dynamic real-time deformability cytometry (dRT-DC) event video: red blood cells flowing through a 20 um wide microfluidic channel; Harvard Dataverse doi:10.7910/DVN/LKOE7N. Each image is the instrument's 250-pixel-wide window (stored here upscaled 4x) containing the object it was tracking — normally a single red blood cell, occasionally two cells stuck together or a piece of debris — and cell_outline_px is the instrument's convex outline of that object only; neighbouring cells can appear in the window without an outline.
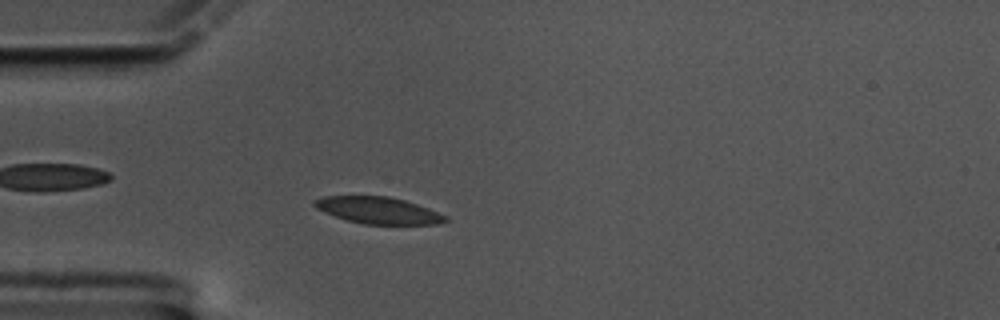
{"species": "common noctule bat (a hibernating species)", "species_latin": "Nyctalus noctula", "temperature_condition": "cold", "stored_images_in_passage": 56, "camera_frame_rate_fps": 3000, "um_per_image_px": 0.085, "animal": {"sex": "male", "body_mass_g": 17.5, "forearm_length_mm": 52.3}, "frame": {"image": 1, "passage_image": 13, "time_ms": 4.0, "image_size_px": [1000, 320], "cell_outline_px": [[448, 220], [440, 224], [364, 224], [348, 220], [324, 212], [316, 208], [312, 204], [312, 200], [324, 196], [388, 196], [404, 200], [428, 208], [448, 216]], "centroid_in_image_um": [32.15, 17.88], "position_along_channel_um": 52.9, "area_um2": 20.35}}
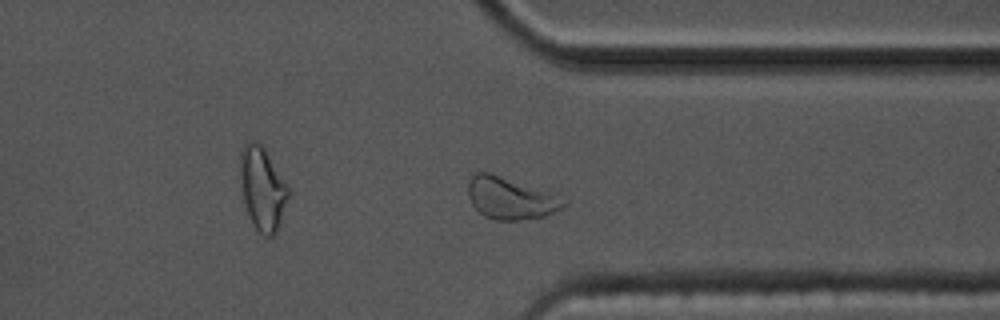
{"frame": {"image": 2, "passage_image": 42, "time_ms": 13.667, "image_size_px": [1000, 320], "cell_outline_px": [[568, 204], [564, 208], [544, 216], [520, 220], [496, 220], [484, 216], [472, 204], [468, 196], [468, 180], [472, 172], [488, 172], [552, 192], [568, 200]], "centroid_in_image_um": [43.41, 16.84], "position_along_channel_um": 368.0, "area_um2": 23.64}}
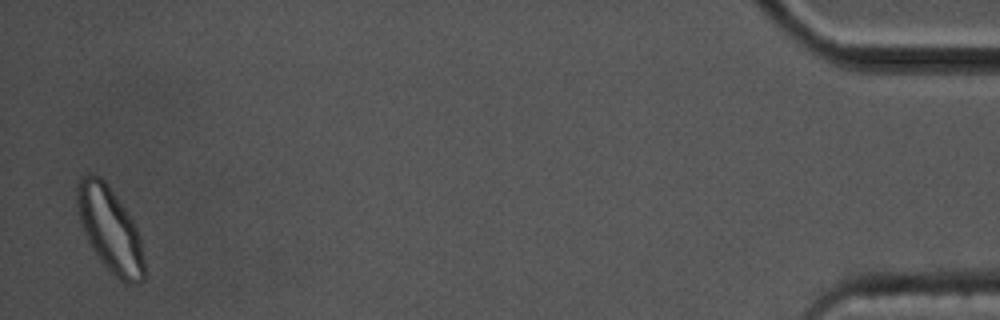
{"frame": {"image": 3, "passage_image": 55, "time_ms": 18.0, "image_size_px": [1000, 320], "cell_outline_px": [[144, 280], [140, 284], [124, 284], [104, 264], [92, 248], [84, 232], [80, 220], [76, 204], [76, 184], [80, 176], [88, 172], [100, 176], [104, 180], [124, 208], [132, 220], [140, 236], [144, 256]], "centroid_in_image_um": [9.34, 19.49], "position_along_channel_um": 425.9, "area_um2": 33.12}, "authors_computed_cell_mechanics": {"area_um2": 20.7213, "velocity_mm_per_s": 3.3547, "shape_relaxation_time_tau1_ms": 3.2184, "shape_relaxation_time_tau2_ms": null, "deformation_change_tau1": 0.0932, "deformation_change_tau2": null}}